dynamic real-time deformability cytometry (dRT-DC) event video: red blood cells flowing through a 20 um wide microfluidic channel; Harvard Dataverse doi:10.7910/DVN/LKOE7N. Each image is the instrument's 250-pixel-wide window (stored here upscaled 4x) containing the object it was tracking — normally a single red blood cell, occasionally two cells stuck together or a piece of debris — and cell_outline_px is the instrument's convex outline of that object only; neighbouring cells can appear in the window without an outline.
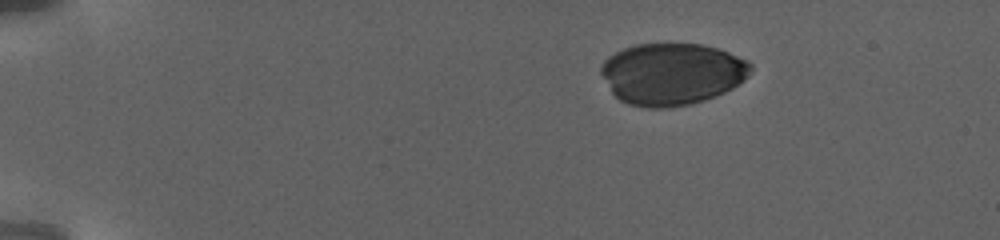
{"species": "human", "species_latin": "Homo sapiens", "temperature_condition": "warm", "stored_images_in_passage": 52, "camera_frame_rate_fps": 3000, "um_per_image_px": 0.085, "donor": {"sex": "female"}, "frame": {"image": 1, "passage_image": 1, "time_ms": 0.0, "image_size_px": [1000, 240], "cell_outline_px": [[752, 68], [748, 76], [744, 80], [732, 88], [716, 96], [692, 104], [664, 108], [648, 108], [628, 104], [620, 100], [612, 92], [600, 72], [600, 68], [604, 60], [608, 56], [624, 48], [636, 44], [700, 44], [716, 48], [728, 52], [752, 64]], "centroid_in_image_um": [57.1, 6.29], "position_along_channel_um": 27.9, "area_um2": 53.81}}
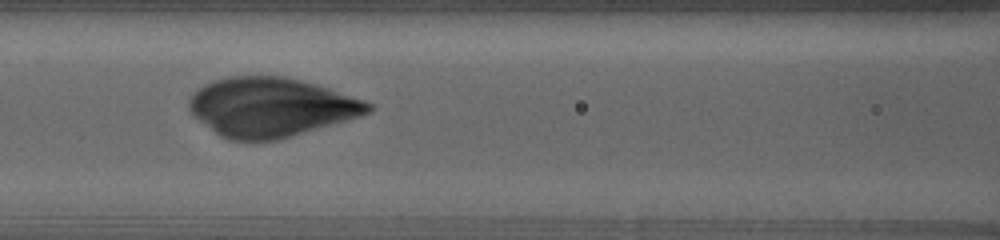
{"frame": {"image": 2, "passage_image": 22, "time_ms": 7.667, "image_size_px": [1000, 240], "cell_outline_px": [[372, 108], [368, 112], [360, 116], [348, 120], [280, 140], [252, 144], [228, 140], [220, 136], [192, 116], [188, 108], [188, 100], [196, 88], [212, 80], [224, 76], [284, 76], [316, 84], [328, 88], [372, 104]], "centroid_in_image_um": [22.93, 9.14], "position_along_channel_um": 143.7, "area_um2": 62.6}}
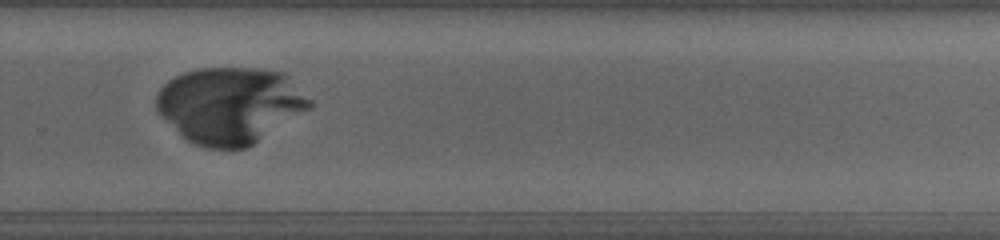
{"frame": {"image": 3, "passage_image": 42, "time_ms": 13.667, "image_size_px": [1000, 240], "cell_outline_px": [[312, 104], [308, 108], [248, 148], [204, 148], [188, 140], [160, 116], [156, 108], [156, 92], [168, 80], [184, 72], [200, 68], [260, 68], [284, 72], [312, 100]], "centroid_in_image_um": [19.53, 8.93], "position_along_channel_um": 310.3, "area_um2": 68.03}}